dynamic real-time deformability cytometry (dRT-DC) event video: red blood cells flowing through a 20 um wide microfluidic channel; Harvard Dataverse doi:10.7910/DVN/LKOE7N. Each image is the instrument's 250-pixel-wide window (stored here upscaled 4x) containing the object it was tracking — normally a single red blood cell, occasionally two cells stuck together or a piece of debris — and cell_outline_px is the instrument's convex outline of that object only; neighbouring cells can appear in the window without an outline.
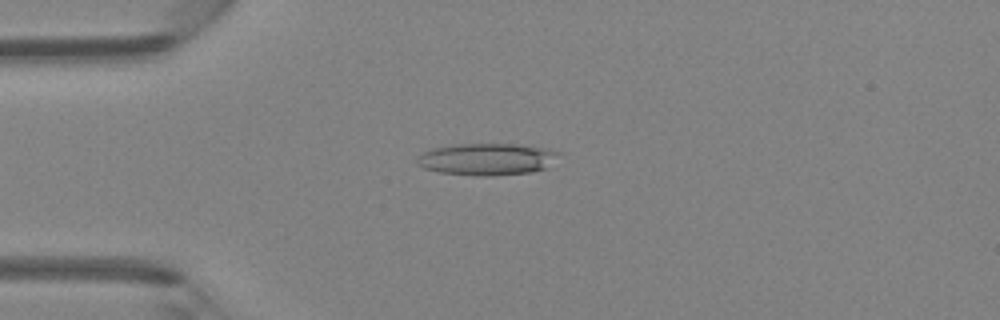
{"species": "Egyptian fruit bat (a non-hibernating species)", "species_latin": "Rousettus aegyptiacus", "temperature_condition": "room temperature", "stored_images_in_passage": 46, "camera_frame_rate_fps": 3000, "um_per_image_px": 0.085, "animal": {"sex": "female"}, "frame": {"image": 1, "passage_image": 12, "time_ms": 3.667, "image_size_px": [1000, 320], "cell_outline_px": [[560, 152], [548, 168], [532, 172], [488, 176], [480, 176], [440, 172], [424, 168], [416, 164], [416, 156], [432, 148], [452, 144], [516, 144], [544, 148]], "centroid_in_image_um": [41.36, 13.53], "position_along_channel_um": 43.6, "area_um2": 26.41}}
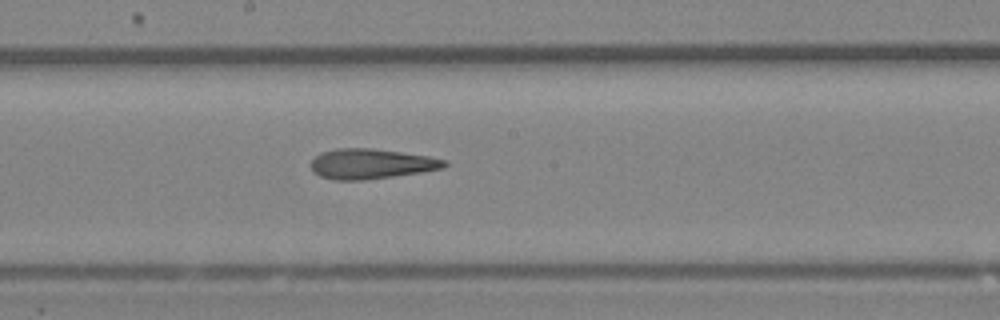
{"frame": {"image": 2, "passage_image": 25, "time_ms": 8.0, "image_size_px": [1000, 320], "cell_outline_px": [[448, 164], [444, 168], [420, 172], [364, 180], [332, 180], [320, 176], [312, 172], [312, 160], [320, 152], [336, 148], [372, 148], [428, 156], [448, 160]], "centroid_in_image_um": [31.54, 13.92], "position_along_channel_um": 216.7, "area_um2": 23.41}}
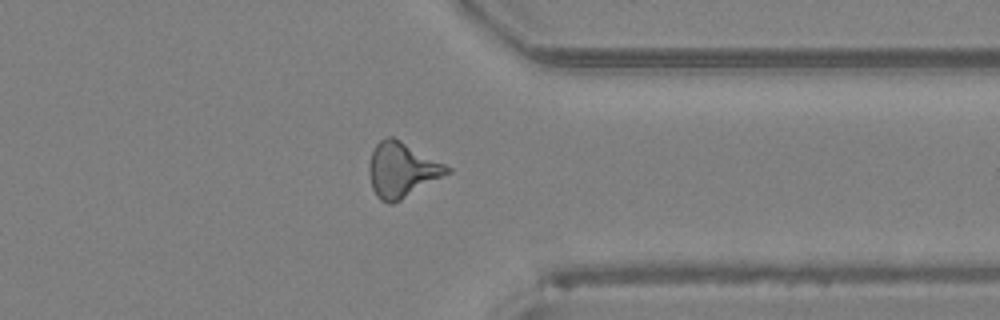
{"frame": {"image": 3, "passage_image": 36, "time_ms": 11.667, "image_size_px": [1000, 320], "cell_outline_px": [[452, 172], [400, 200], [392, 204], [388, 204], [380, 200], [376, 196], [372, 188], [368, 172], [368, 168], [372, 152], [376, 144], [380, 140], [388, 136], [392, 136], [400, 140], [452, 168]], "centroid_in_image_um": [34.14, 14.45], "position_along_channel_um": 377.3, "area_um2": 24.85}}